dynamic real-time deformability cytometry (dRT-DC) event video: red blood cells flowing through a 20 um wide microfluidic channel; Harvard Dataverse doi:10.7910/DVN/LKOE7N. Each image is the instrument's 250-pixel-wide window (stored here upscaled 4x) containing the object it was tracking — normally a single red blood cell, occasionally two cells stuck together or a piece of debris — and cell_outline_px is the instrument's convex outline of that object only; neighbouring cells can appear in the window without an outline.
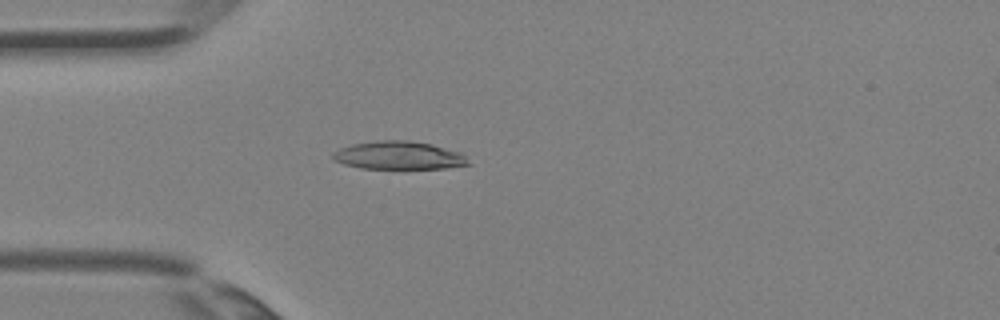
{"species": "Egyptian fruit bat (a non-hibernating species)", "species_latin": "Rousettus aegyptiacus", "temperature_condition": "room temperature", "stored_images_in_passage": 3, "camera_frame_rate_fps": 3000, "um_per_image_px": 0.085, "animal": {"sex": "female"}, "frame": {"image": 1, "passage_image": 3, "time_ms": 0.667, "image_size_px": [1000, 320], "cell_outline_px": [[472, 164], [444, 168], [360, 168], [344, 164], [336, 160], [332, 156], [332, 152], [340, 148], [352, 144], [376, 140], [408, 140], [432, 144], [460, 152]], "centroid_in_image_um": [33.89, 13.2], "position_along_channel_um": 51.1, "area_um2": 22.08}}